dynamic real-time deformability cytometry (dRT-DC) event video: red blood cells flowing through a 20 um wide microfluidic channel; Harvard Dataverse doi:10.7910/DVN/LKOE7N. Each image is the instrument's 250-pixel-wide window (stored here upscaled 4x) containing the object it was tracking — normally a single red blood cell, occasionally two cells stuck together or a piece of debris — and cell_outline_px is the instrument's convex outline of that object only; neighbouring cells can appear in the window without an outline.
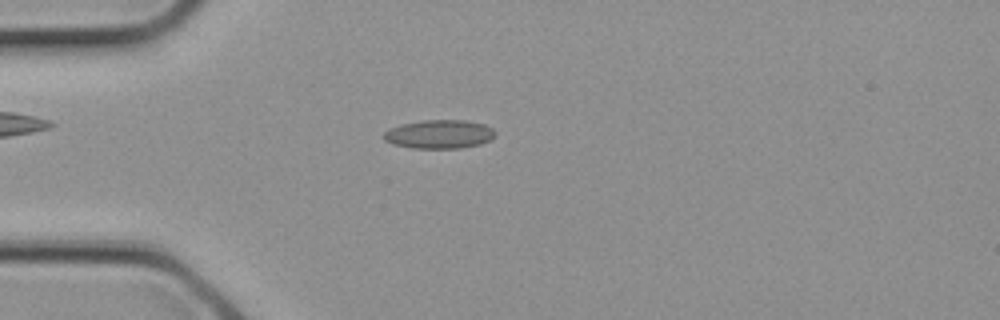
{"species": "common noctule bat (a hibernating species)", "species_latin": "Nyctalus noctula", "temperature_condition": "cold", "stored_images_in_passage": 3, "camera_frame_rate_fps": 3000, "um_per_image_px": 0.085, "animal": {"sex": "female", "body_mass_g": 21.9}, "frame": {"image": 1, "passage_image": 3, "time_ms": 0.667, "image_size_px": [1000, 320], "cell_outline_px": [[496, 136], [492, 140], [480, 144], [460, 148], [412, 148], [392, 144], [384, 140], [380, 136], [388, 128], [400, 124], [420, 120], [468, 120], [484, 124], [492, 128], [496, 132]], "centroid_in_image_um": [37.32, 11.4], "position_along_channel_um": 47.7, "area_um2": 19.07}}